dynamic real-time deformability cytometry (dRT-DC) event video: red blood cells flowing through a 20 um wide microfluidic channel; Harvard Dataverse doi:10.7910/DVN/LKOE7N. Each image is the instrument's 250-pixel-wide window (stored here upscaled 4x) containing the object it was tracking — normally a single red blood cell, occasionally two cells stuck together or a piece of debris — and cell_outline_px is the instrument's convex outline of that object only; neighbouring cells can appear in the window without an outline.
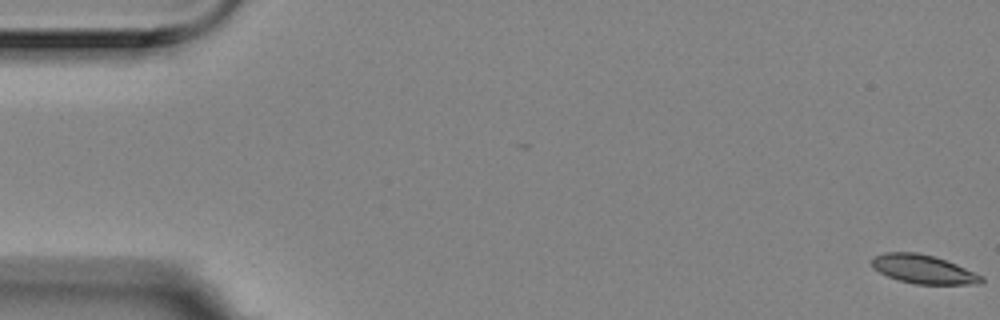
{"species": "Egyptian fruit bat (a non-hibernating species)", "species_latin": "Rousettus aegyptiacus", "temperature_condition": "room temperature", "stored_images_in_passage": 57, "camera_frame_rate_fps": 3000, "um_per_image_px": 0.085, "animal": {"sex": "female"}, "frame": {"image": 1, "passage_image": 1, "time_ms": 0.0, "image_size_px": [1000, 320], "cell_outline_px": [[984, 280], [980, 284], [916, 284], [900, 280], [888, 276], [872, 268], [872, 256], [884, 252], [916, 252], [936, 256], [956, 264], [984, 276]], "centroid_in_image_um": [78.49, 22.87], "position_along_channel_um": 6.5, "area_um2": 18.44}}
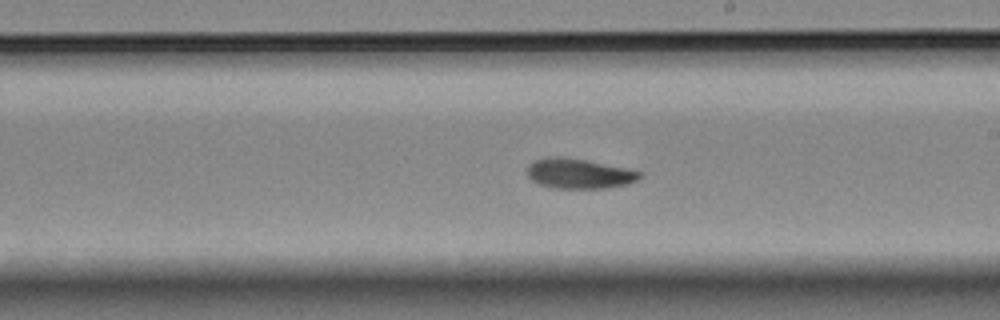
{"frame": {"image": 2, "passage_image": 33, "time_ms": 10.667, "image_size_px": [1000, 320], "cell_outline_px": [[644, 176], [628, 184], [608, 188], [556, 188], [540, 184], [532, 180], [528, 176], [528, 164], [532, 160], [548, 156], [560, 156], [588, 160], [628, 168], [644, 172]], "centroid_in_image_um": [49.25, 14.73], "position_along_channel_um": 239.7, "area_um2": 20.0}}
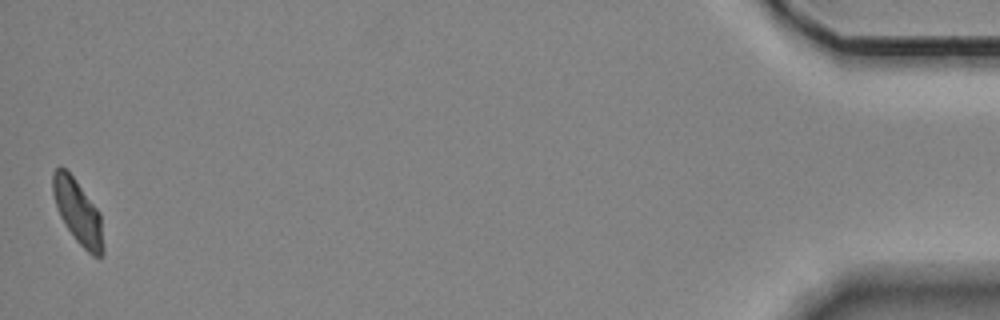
{"frame": {"image": 3, "passage_image": 57, "time_ms": 18.667, "image_size_px": [1000, 320], "cell_outline_px": [[104, 252], [100, 256], [92, 256], [76, 240], [64, 224], [60, 216], [52, 192], [52, 172], [56, 168], [64, 168], [72, 176], [100, 212], [104, 244]], "centroid_in_image_um": [6.63, 18.04], "position_along_channel_um": 428.6, "area_um2": 18.67}, "authors_computed_cell_mechanics": {"area_um2": 19.3052, "velocity_mm_per_s": 3.5032, "shape_relaxation_time_tau1_ms": 3.5186, "shape_relaxation_time_tau2_ms": 5.668, "deformation_change_tau1": 0.1256, "deformation_change_tau2": 0.0944}}